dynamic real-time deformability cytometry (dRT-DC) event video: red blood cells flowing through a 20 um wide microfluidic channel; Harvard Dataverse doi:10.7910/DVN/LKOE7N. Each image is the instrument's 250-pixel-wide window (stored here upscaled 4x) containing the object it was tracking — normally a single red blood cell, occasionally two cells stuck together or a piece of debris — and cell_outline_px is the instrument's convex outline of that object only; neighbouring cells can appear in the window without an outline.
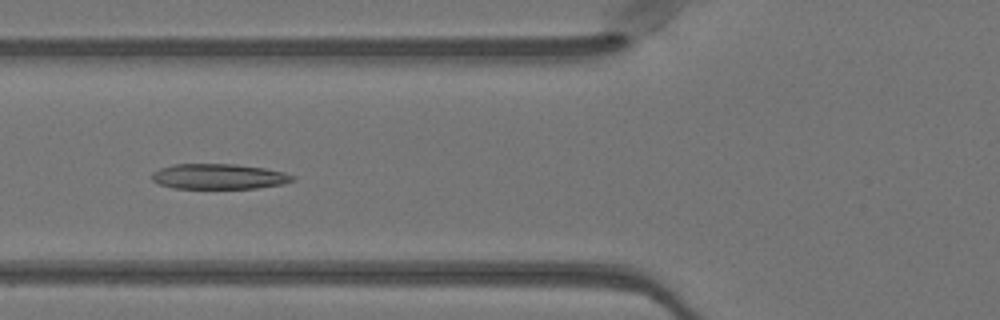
{"species": "Egyptian fruit bat (a non-hibernating species)", "species_latin": "Rousettus aegyptiacus", "temperature_condition": "warm", "stored_images_in_passage": 41, "camera_frame_rate_fps": 3000, "um_per_image_px": 0.085, "animal": {"sex": "female"}, "frame": {"image": 1, "passage_image": 19, "time_ms": 6.0, "image_size_px": [1000, 320], "cell_outline_px": [[296, 180], [284, 184], [256, 188], [172, 188], [160, 184], [152, 180], [152, 172], [160, 168], [172, 164], [236, 164], [264, 168], [284, 172], [296, 176]], "centroid_in_image_um": [18.63, 15.0], "position_along_channel_um": 107.2, "area_um2": 20.87}}
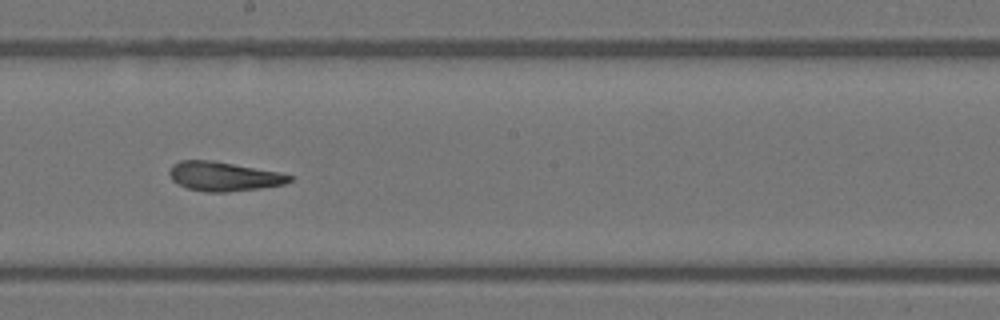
{"frame": {"image": 2, "passage_image": 28, "time_ms": 9.0, "image_size_px": [1000, 320], "cell_outline_px": [[292, 180], [284, 184], [260, 188], [228, 192], [204, 192], [188, 188], [172, 180], [168, 172], [172, 164], [180, 160], [212, 160], [280, 172], [292, 176]], "centroid_in_image_um": [19.0, 14.99], "position_along_channel_um": 229.2, "area_um2": 20.46}}
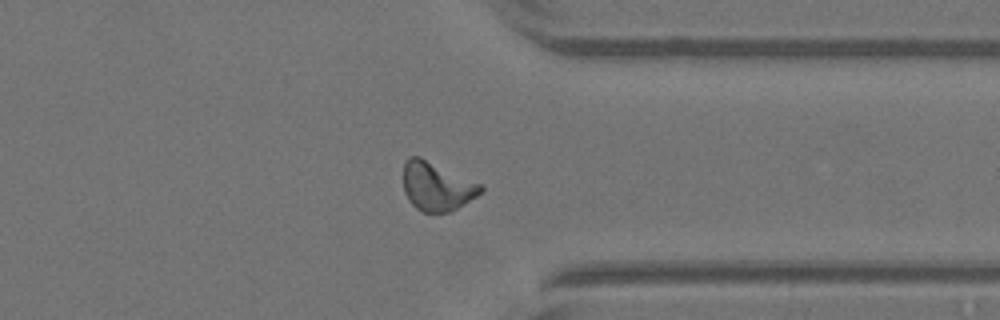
{"frame": {"image": 3, "passage_image": 39, "time_ms": 12.667, "image_size_px": [1000, 320], "cell_outline_px": [[484, 192], [464, 204], [448, 212], [424, 212], [416, 208], [408, 200], [404, 192], [404, 164], [408, 156], [420, 156], [484, 184]], "centroid_in_image_um": [37.16, 15.82], "position_along_channel_um": 374.2, "area_um2": 22.25}, "authors_computed_cell_mechanics": {"area_um2": 21.1548, "velocity_mm_per_s": 4.0554, "shape_relaxation_time_tau1_ms": 7.5054, "shape_relaxation_time_tau2_ms": 2.0221, "deformation_change_tau1": 0.2451, "deformation_change_tau2": 0.1014}}